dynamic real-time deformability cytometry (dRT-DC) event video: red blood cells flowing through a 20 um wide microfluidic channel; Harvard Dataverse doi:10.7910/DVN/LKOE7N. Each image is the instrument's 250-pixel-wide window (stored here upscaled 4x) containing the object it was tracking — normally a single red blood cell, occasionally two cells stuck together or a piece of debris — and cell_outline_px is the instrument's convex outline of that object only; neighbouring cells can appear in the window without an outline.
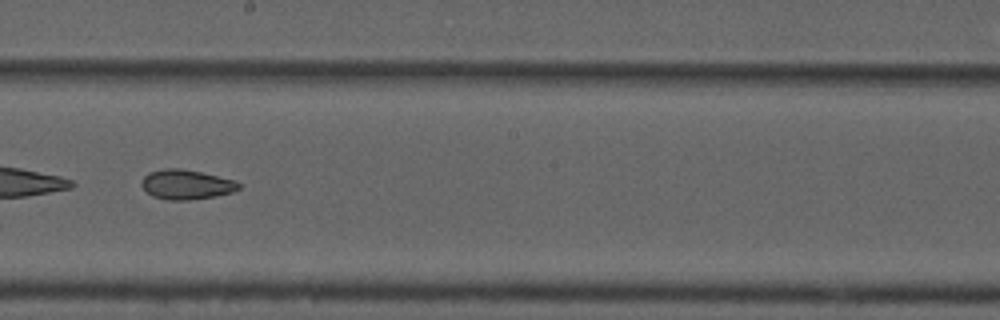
{"species": "common noctule bat (a hibernating species)", "species_latin": "Nyctalus noctula", "temperature_condition": "cold", "stored_images_in_passage": 51, "camera_frame_rate_fps": 3000, "um_per_image_px": 0.085, "animal": {"sex": "male", "forearm_length_mm": 52.5}, "frame": {"image": 1, "passage_image": 30, "time_ms": 9.667, "image_size_px": [1000, 320], "cell_outline_px": [[240, 188], [232, 192], [216, 196], [188, 200], [168, 200], [152, 196], [140, 184], [140, 180], [148, 172], [164, 168], [180, 168], [200, 172], [236, 180], [240, 184]], "centroid_in_image_um": [15.82, 15.68], "position_along_channel_um": 232.4, "area_um2": 16.88}}